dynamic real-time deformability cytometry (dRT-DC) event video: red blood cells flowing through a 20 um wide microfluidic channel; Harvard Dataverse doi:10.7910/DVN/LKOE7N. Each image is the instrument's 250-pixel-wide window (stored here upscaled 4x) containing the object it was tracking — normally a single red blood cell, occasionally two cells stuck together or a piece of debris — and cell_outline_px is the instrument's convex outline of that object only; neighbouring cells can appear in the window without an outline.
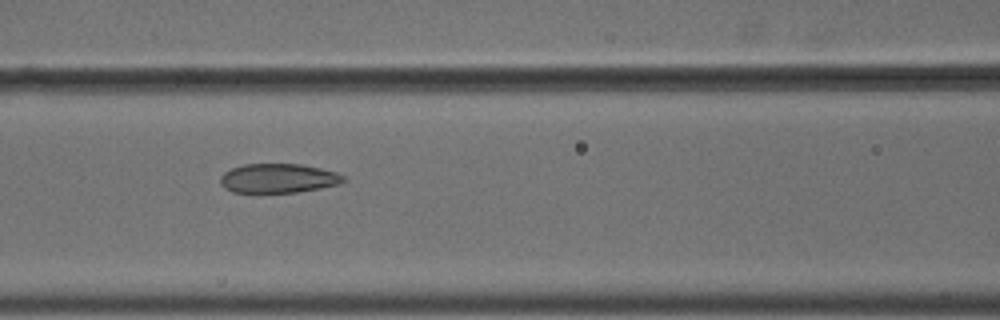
{"species": "common noctule bat (a hibernating species)", "species_latin": "Nyctalus noctula", "temperature_condition": "cold", "stored_images_in_passage": 9, "camera_frame_rate_fps": 3000, "um_per_image_px": 0.085, "animal": {"sex": "male", "body_mass_g": 18.8}, "frame": {"image": 1, "passage_image": 8, "time_ms": 2.333, "image_size_px": [1000, 320], "cell_outline_px": [[348, 180], [340, 184], [320, 188], [296, 192], [232, 192], [224, 188], [220, 184], [220, 176], [224, 172], [232, 168], [244, 164], [300, 164], [320, 168], [336, 172], [344, 176]], "centroid_in_image_um": [23.66, 15.15], "position_along_channel_um": 142.9, "area_um2": 21.04}}
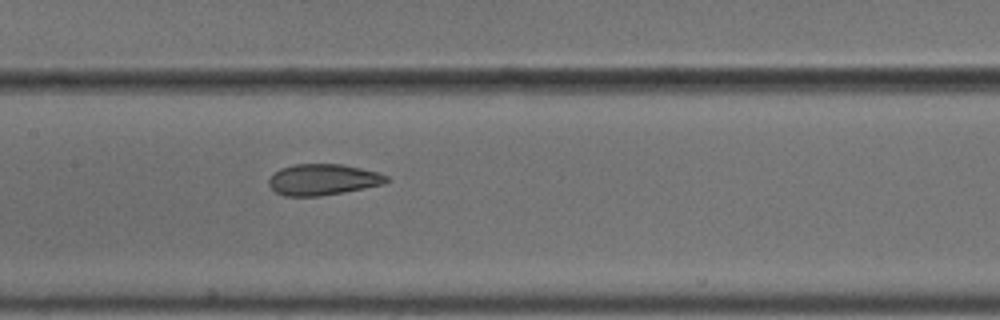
{"frame": {"image": 2, "passage_image": 9, "time_ms": 2.667, "image_size_px": [1000, 320], "cell_outline_px": [[388, 180], [384, 184], [364, 188], [320, 196], [284, 196], [276, 192], [268, 184], [268, 180], [280, 168], [296, 164], [340, 164], [380, 172], [388, 176]], "centroid_in_image_um": [27.46, 15.26], "position_along_channel_um": 179.9, "area_um2": 21.21}}